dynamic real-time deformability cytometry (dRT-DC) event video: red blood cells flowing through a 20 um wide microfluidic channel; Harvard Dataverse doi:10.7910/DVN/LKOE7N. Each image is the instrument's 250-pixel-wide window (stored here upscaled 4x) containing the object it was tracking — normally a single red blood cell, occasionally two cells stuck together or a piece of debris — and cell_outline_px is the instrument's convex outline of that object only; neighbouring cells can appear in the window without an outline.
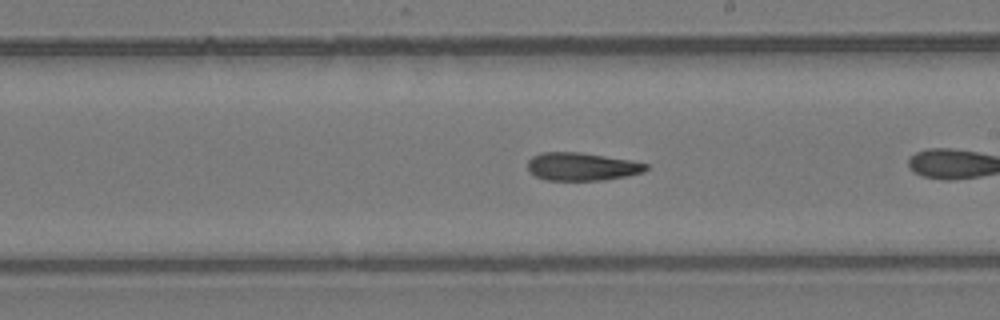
{"species": "common noctule bat (a hibernating species)", "species_latin": "Nyctalus noctula", "temperature_condition": "room temperature", "stored_images_in_passage": 16, "camera_frame_rate_fps": 3000, "um_per_image_px": 0.085, "animal": {"sex": "female", "body_mass_g": 24.6, "forearm_length_mm": 56.2}, "frame": {"image": 1, "passage_image": 14, "time_ms": 4.333, "image_size_px": [1000, 320], "cell_outline_px": [[648, 168], [644, 172], [604, 180], [544, 180], [528, 172], [528, 160], [532, 156], [540, 152], [580, 152], [632, 160], [648, 164]], "centroid_in_image_um": [49.43, 14.15], "position_along_channel_um": 239.6, "area_um2": 19.42}}